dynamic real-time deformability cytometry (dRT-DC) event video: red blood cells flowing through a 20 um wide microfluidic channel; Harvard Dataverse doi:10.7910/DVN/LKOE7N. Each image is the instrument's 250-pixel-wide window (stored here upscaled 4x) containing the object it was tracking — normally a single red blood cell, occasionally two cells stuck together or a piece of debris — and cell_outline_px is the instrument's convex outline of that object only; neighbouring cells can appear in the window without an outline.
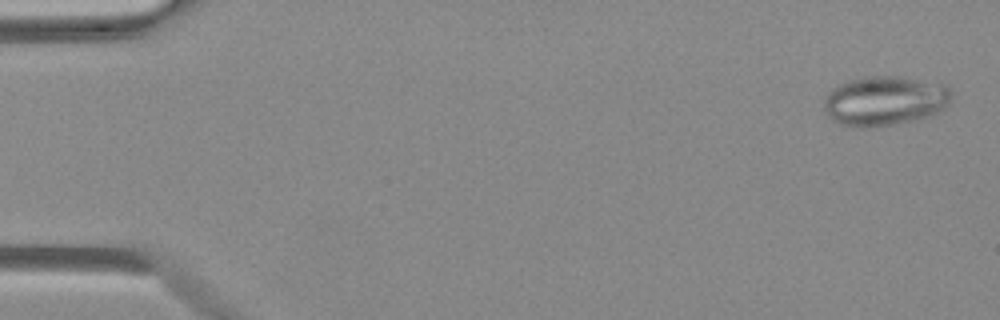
{"species": "Egyptian fruit bat (a non-hibernating species)", "species_latin": "Rousettus aegyptiacus", "temperature_condition": "warm", "stored_images_in_passage": 49, "camera_frame_rate_fps": 3000, "um_per_image_px": 0.085, "animal": {"sex": "female"}, "frame": {"image": 1, "passage_image": 2, "time_ms": 0.333, "image_size_px": [1000, 320], "cell_outline_px": [[952, 96], [948, 104], [944, 108], [928, 116], [916, 120], [868, 128], [860, 128], [840, 124], [832, 120], [828, 116], [824, 104], [824, 96], [832, 88], [840, 84], [852, 80], [868, 76], [896, 76], [948, 84], [952, 92]], "centroid_in_image_um": [75.22, 8.57], "position_along_channel_um": 9.8, "area_um2": 36.99}}
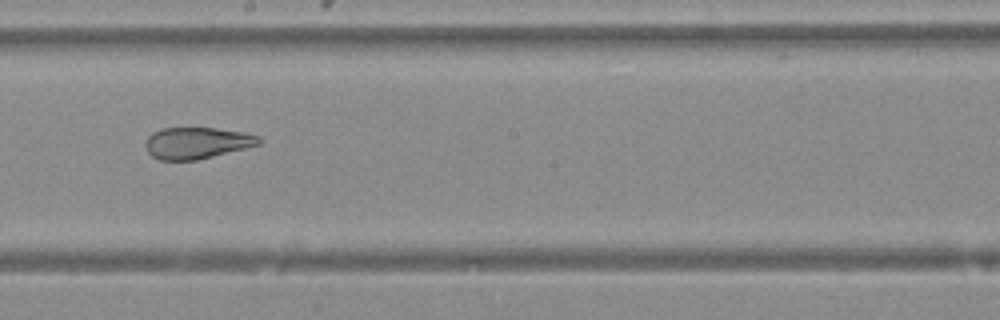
{"frame": {"image": 2, "passage_image": 28, "time_ms": 9.0, "image_size_px": [1000, 320], "cell_outline_px": [[260, 144], [196, 160], [160, 160], [152, 156], [148, 152], [144, 144], [144, 140], [152, 132], [164, 128], [216, 128], [244, 132], [260, 136]], "centroid_in_image_um": [16.69, 12.14], "position_along_channel_um": 231.5, "area_um2": 20.75}}
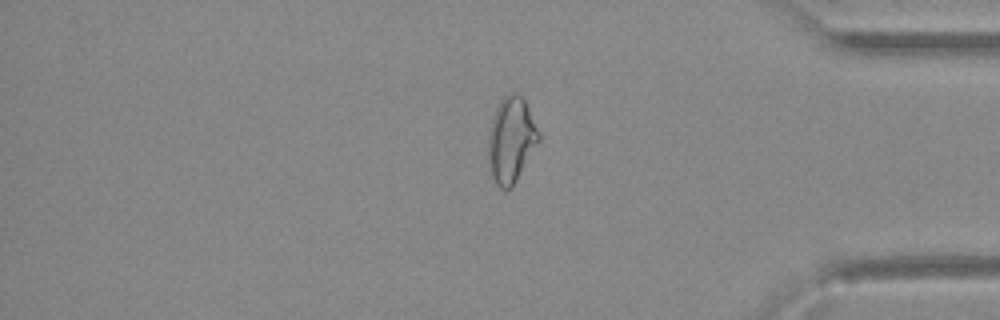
{"frame": {"image": 3, "passage_image": 41, "time_ms": 13.333, "image_size_px": [1000, 320], "cell_outline_px": [[540, 140], [512, 188], [500, 188], [496, 184], [488, 172], [488, 136], [492, 116], [500, 100], [504, 96], [512, 92], [516, 92], [524, 96], [540, 132]], "centroid_in_image_um": [43.44, 11.87], "position_along_channel_um": 391.8, "area_um2": 25.72}}